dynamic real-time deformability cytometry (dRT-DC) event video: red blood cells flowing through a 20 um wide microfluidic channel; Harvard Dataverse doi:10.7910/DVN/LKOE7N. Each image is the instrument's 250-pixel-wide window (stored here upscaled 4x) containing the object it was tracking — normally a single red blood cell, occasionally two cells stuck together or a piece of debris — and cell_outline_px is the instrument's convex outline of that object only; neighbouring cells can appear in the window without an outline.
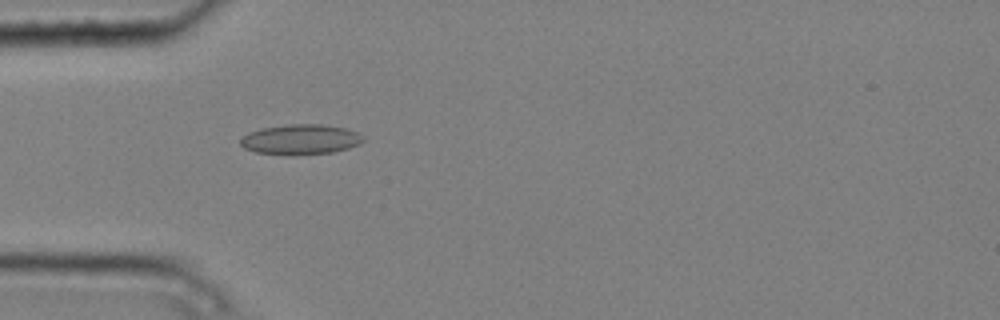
{"species": "common noctule bat (a hibernating species)", "species_latin": "Nyctalus noctula", "temperature_condition": "cold", "stored_images_in_passage": 5, "camera_frame_rate_fps": 3000, "um_per_image_px": 0.085, "animal": {"sex": "male", "body_mass_g": 20.4}, "frame": {"image": 1, "passage_image": 5, "time_ms": 1.333, "image_size_px": [1000, 320], "cell_outline_px": [[364, 140], [360, 144], [348, 148], [332, 152], [288, 156], [256, 152], [244, 148], [240, 144], [240, 140], [248, 132], [260, 128], [288, 124], [320, 124], [344, 128], [356, 132], [364, 136]], "centroid_in_image_um": [25.53, 11.86], "position_along_channel_um": 59.5, "area_um2": 21.73}}